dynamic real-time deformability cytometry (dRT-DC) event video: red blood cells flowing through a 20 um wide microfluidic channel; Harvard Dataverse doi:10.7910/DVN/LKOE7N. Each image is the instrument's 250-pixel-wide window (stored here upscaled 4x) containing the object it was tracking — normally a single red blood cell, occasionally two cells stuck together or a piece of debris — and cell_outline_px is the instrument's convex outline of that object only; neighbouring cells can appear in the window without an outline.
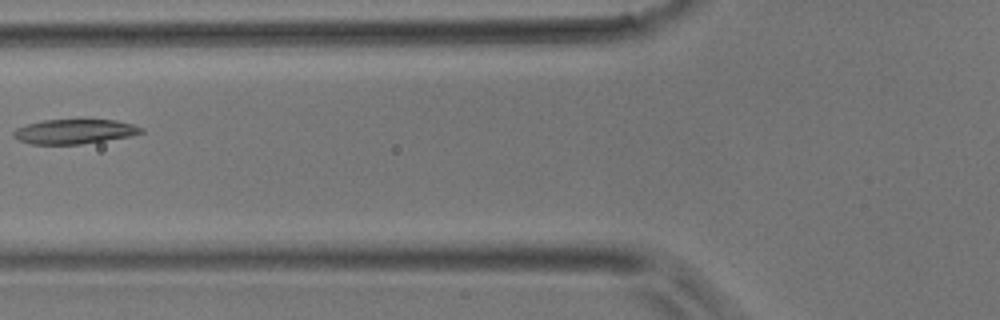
{"species": "common noctule bat (a hibernating species)", "species_latin": "Nyctalus noctula", "temperature_condition": "room temperature", "stored_images_in_passage": 6, "camera_frame_rate_fps": 3000, "um_per_image_px": 0.085, "animal": {"sex": "male", "body_mass_g": 17.9}, "frame": {"image": 1, "passage_image": 6, "time_ms": 1.667, "image_size_px": [1000, 320], "cell_outline_px": [[144, 132], [132, 136], [80, 144], [32, 144], [20, 140], [12, 136], [12, 132], [16, 128], [28, 124], [44, 120], [116, 120], [132, 124], [144, 128]], "centroid_in_image_um": [6.35, 11.18], "position_along_channel_um": 119.5, "area_um2": 18.21}}